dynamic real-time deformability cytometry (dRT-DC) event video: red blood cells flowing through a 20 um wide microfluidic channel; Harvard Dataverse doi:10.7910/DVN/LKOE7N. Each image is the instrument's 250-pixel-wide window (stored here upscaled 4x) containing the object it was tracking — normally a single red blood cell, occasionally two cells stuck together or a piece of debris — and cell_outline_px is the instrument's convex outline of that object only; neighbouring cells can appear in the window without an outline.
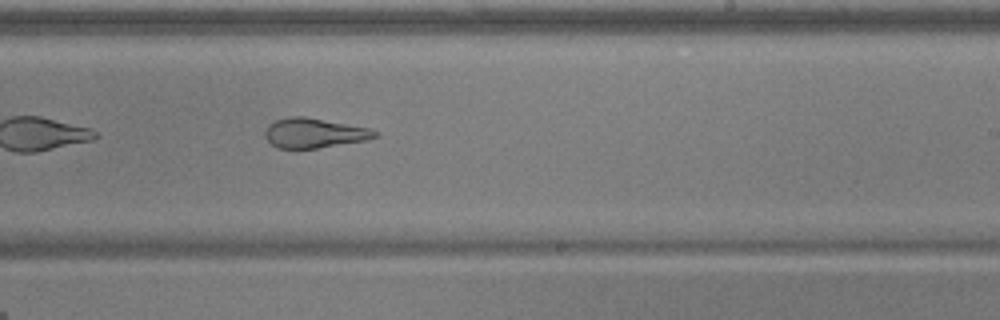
{"species": "common noctule bat (a hibernating species)", "species_latin": "Nyctalus noctula", "temperature_condition": "warm", "stored_images_in_passage": 36, "camera_frame_rate_fps": 3000, "um_per_image_px": 0.085, "animal": {"sex": "male", "body_mass_g": 17.9, "forearm_length_mm": 54.2}, "frame": {"image": 1, "passage_image": 16, "time_ms": 5.0, "image_size_px": [1000, 320], "cell_outline_px": [[376, 136], [364, 140], [316, 148], [276, 148], [264, 136], [264, 132], [268, 124], [276, 120], [292, 116], [304, 116], [368, 128], [376, 132]], "centroid_in_image_um": [26.62, 11.3], "position_along_channel_um": 262.4, "area_um2": 18.61}}
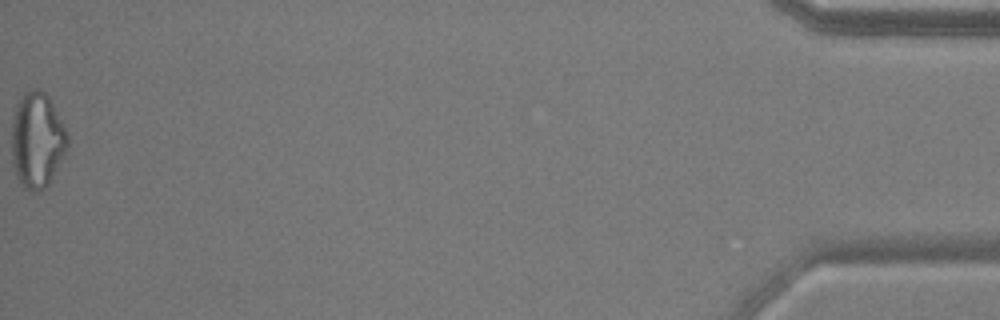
{"frame": {"image": 2, "passage_image": 36, "time_ms": 11.667, "image_size_px": [1000, 320], "cell_outline_px": [[68, 144], [48, 184], [40, 192], [28, 192], [20, 184], [16, 176], [12, 164], [12, 116], [16, 104], [24, 92], [28, 88], [40, 88], [48, 96], [68, 136]], "centroid_in_image_um": [3.1, 11.91], "position_along_channel_um": 432.1, "area_um2": 31.04}, "authors_computed_cell_mechanics": {"area_um2": 20.6924, "velocity_mm_per_s": 3.9459, "shape_relaxation_time_tau1_ms": null, "shape_relaxation_time_tau2_ms": 1.4745, "deformation_change_tau1": null, "deformation_change_tau2": 0.0955}}